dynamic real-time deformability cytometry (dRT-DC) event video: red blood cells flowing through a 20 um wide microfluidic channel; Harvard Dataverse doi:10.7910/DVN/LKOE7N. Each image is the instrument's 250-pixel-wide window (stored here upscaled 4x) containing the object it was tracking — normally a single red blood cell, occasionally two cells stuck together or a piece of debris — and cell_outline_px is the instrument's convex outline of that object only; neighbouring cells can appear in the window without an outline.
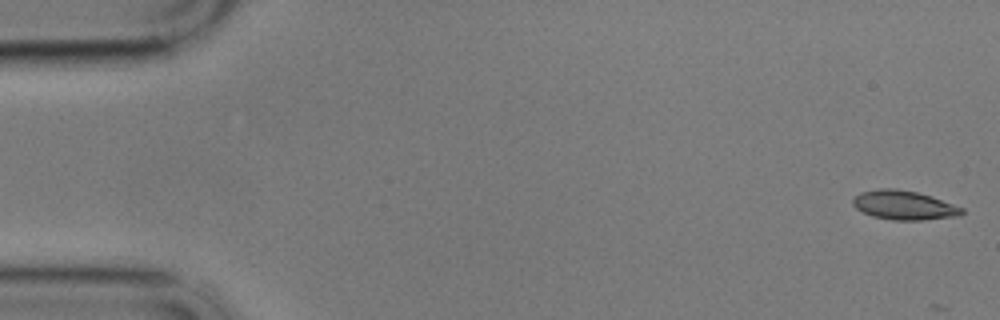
{"species": "common noctule bat (a hibernating species)", "species_latin": "Nyctalus noctula", "temperature_condition": "cold", "stored_images_in_passage": 6, "camera_frame_rate_fps": 3000, "um_per_image_px": 0.085, "animal": {"sex": "male", "body_mass_g": 17.9}, "frame": {"image": 1, "passage_image": 1, "time_ms": 0.0, "image_size_px": [1000, 320], "cell_outline_px": [[964, 212], [960, 216], [920, 220], [892, 220], [872, 216], [856, 208], [852, 204], [852, 200], [860, 192], [880, 188], [896, 188], [916, 192], [932, 196], [964, 208]], "centroid_in_image_um": [76.85, 17.44], "position_along_channel_um": 8.2, "area_um2": 18.55}}